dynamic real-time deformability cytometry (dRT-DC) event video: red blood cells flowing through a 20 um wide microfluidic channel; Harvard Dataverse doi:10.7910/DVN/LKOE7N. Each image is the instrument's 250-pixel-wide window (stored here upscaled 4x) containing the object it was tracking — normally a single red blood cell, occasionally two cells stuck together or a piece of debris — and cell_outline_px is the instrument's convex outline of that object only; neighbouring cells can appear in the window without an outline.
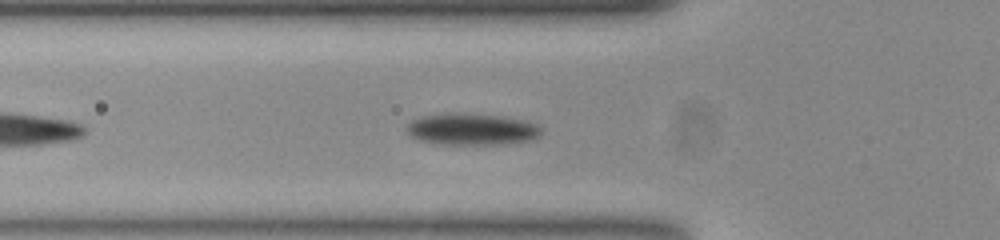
{"species": "common noctule bat (a hibernating species)", "species_latin": "Nyctalus noctula", "temperature_condition": "room temperature", "stored_images_in_passage": 31, "camera_frame_rate_fps": 3000, "um_per_image_px": 0.085, "animal": {"sex": "female", "body_mass_g": 23.0, "forearm_length_mm": 53.4}, "frame": {"image": 1, "passage_image": 3, "time_ms": 0.667, "image_size_px": [1000, 240], "cell_outline_px": [[540, 132], [536, 136], [524, 140], [492, 144], [444, 144], [420, 140], [412, 136], [408, 132], [408, 124], [412, 120], [424, 116], [500, 116], [536, 124], [540, 128]], "centroid_in_image_um": [40.06, 11.03], "position_along_channel_um": 85.7, "area_um2": 22.77}}
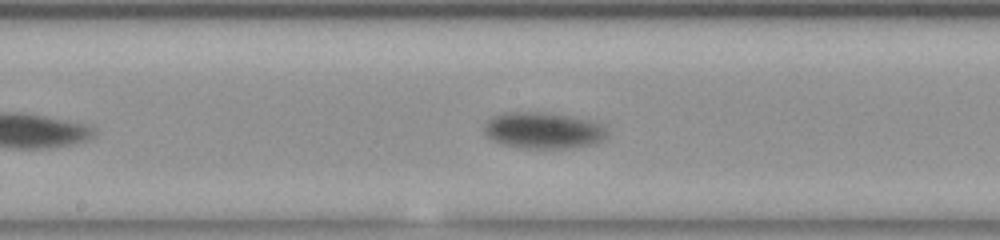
{"frame": {"image": 2, "passage_image": 13, "time_ms": 4.0, "image_size_px": [1000, 240], "cell_outline_px": [[604, 136], [600, 140], [592, 144], [568, 148], [524, 148], [508, 144], [496, 140], [488, 136], [488, 120], [496, 116], [508, 112], [540, 112], [568, 116], [600, 124], [604, 132]], "centroid_in_image_um": [46.19, 11.09], "position_along_channel_um": 202.0, "area_um2": 24.62}}
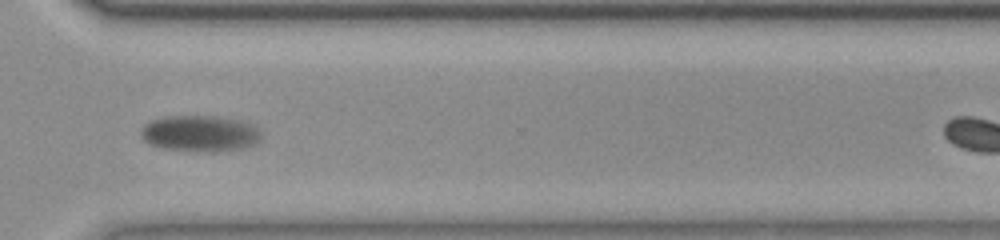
{"frame": {"image": 3, "passage_image": 26, "time_ms": 8.333, "image_size_px": [1000, 240], "cell_outline_px": [[260, 136], [252, 144], [236, 148], [164, 148], [152, 144], [144, 140], [140, 132], [144, 124], [152, 120], [164, 116], [212, 116], [236, 120], [248, 124], [256, 128], [260, 132]], "centroid_in_image_um": [16.89, 11.27], "position_along_channel_um": 353.7, "area_um2": 23.47}}